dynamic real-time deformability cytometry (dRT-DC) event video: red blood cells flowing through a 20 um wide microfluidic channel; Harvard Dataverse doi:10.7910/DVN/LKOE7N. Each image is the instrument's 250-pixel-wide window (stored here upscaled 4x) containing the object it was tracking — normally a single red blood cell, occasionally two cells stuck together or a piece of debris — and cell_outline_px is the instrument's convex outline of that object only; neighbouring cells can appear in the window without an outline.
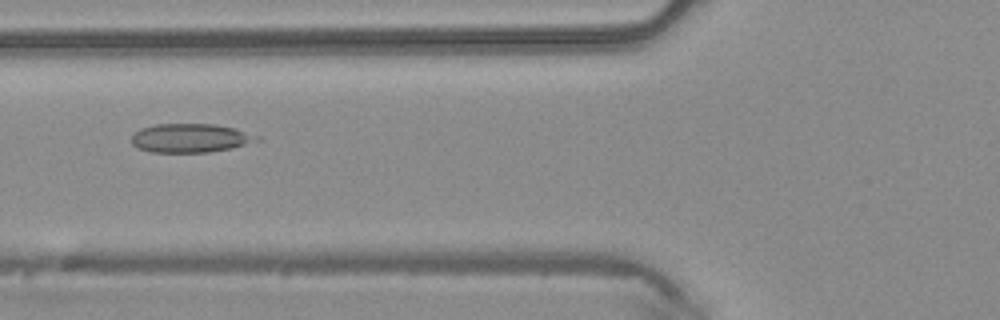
{"species": "common noctule bat (a hibernating species)", "species_latin": "Nyctalus noctula", "temperature_condition": "warm", "stored_images_in_passage": 34, "camera_frame_rate_fps": 3000, "um_per_image_px": 0.085, "animal": {"sex": "male", "body_mass_g": 20.4}, "frame": {"image": 1, "passage_image": 5, "time_ms": 1.333, "image_size_px": [1000, 320], "cell_outline_px": [[260, 140], [232, 148], [208, 152], [152, 152], [136, 148], [132, 144], [132, 136], [140, 128], [156, 124], [216, 124], [232, 128], [260, 136]], "centroid_in_image_um": [16.16, 11.73], "position_along_channel_um": 109.6, "area_um2": 20.98}}
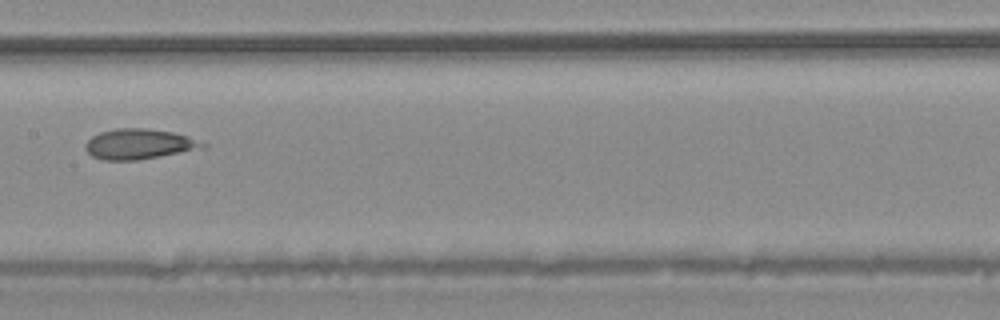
{"frame": {"image": 2, "passage_image": 11, "time_ms": 3.333, "image_size_px": [1000, 320], "cell_outline_px": [[208, 148], [136, 160], [104, 160], [92, 156], [84, 148], [84, 144], [92, 136], [100, 132], [116, 128], [144, 128], [172, 132], [188, 136], [208, 144]], "centroid_in_image_um": [11.84, 12.24], "position_along_channel_um": 195.6, "area_um2": 20.81}}
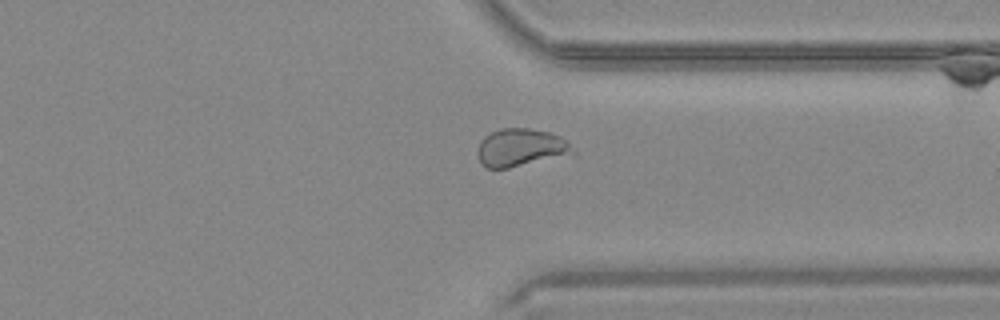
{"frame": {"image": 3, "passage_image": 23, "time_ms": 7.333, "image_size_px": [1000, 320], "cell_outline_px": [[576, 156], [508, 168], [484, 168], [480, 164], [480, 140], [484, 136], [500, 128], [528, 128], [548, 132], [560, 136], [568, 140], [576, 152]], "centroid_in_image_um": [44.38, 12.57], "position_along_channel_um": 367.0, "area_um2": 21.56}}